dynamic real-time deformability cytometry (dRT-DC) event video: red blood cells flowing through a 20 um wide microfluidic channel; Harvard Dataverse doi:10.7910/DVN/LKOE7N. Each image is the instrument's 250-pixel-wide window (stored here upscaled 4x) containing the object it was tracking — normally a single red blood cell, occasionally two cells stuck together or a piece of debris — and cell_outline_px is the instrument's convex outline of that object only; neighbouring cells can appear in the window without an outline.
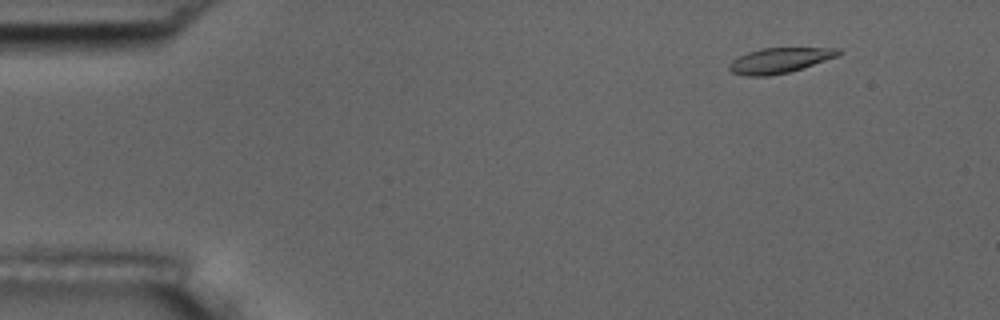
{"species": "common noctule bat (a hibernating species)", "species_latin": "Nyctalus noctula", "temperature_condition": "room temperature", "stored_images_in_passage": 5, "camera_frame_rate_fps": 3000, "um_per_image_px": 0.085, "animal": {"sex": "male", "body_mass_g": 17.5, "forearm_length_mm": 52.3}, "frame": {"image": 1, "passage_image": 1, "time_ms": 0.0, "image_size_px": [1000, 320], "cell_outline_px": [[840, 52], [836, 56], [788, 72], [768, 76], [744, 76], [732, 72], [728, 68], [728, 64], [732, 60], [748, 52], [760, 48], [840, 48]], "centroid_in_image_um": [66.18, 5.13], "position_along_channel_um": 18.8, "area_um2": 15.72}}
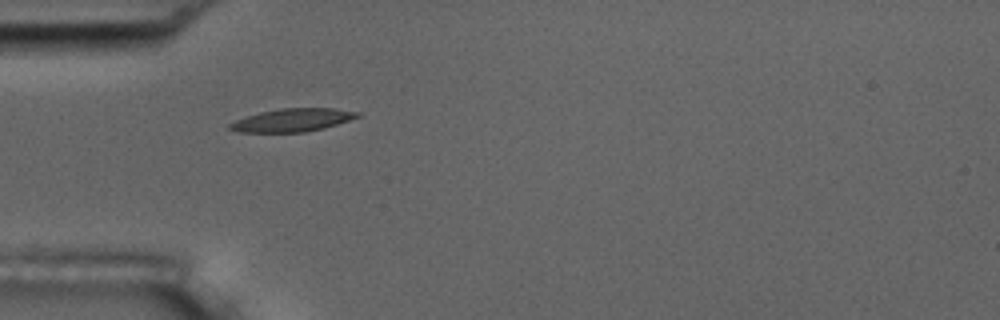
{"frame": {"image": 2, "passage_image": 4, "time_ms": 3.667, "image_size_px": [1000, 320], "cell_outline_px": [[360, 116], [324, 128], [304, 132], [236, 132], [228, 128], [228, 124], [236, 120], [260, 112], [280, 108], [336, 108], [360, 112]], "centroid_in_image_um": [24.85, 10.2], "position_along_channel_um": 60.2, "area_um2": 17.05}}